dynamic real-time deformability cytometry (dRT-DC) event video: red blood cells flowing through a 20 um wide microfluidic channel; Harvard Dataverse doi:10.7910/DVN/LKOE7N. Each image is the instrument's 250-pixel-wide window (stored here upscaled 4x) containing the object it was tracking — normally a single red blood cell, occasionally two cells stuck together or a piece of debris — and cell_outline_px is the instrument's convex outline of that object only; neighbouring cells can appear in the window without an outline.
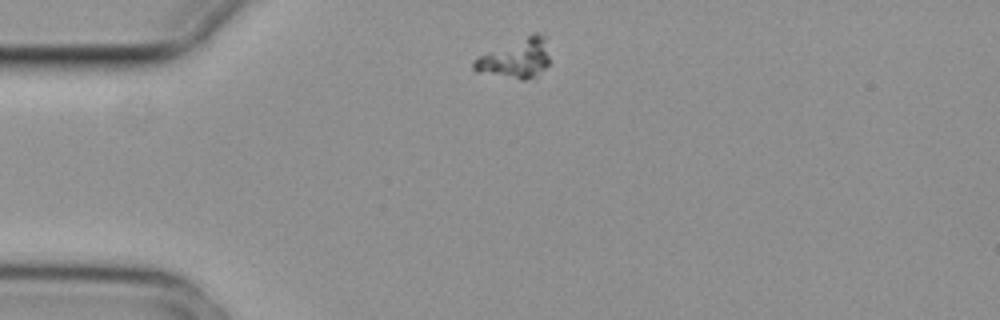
{"species": "common noctule bat (a hibernating species)", "species_latin": "Nyctalus noctula", "temperature_condition": "cold", "stored_images_in_passage": 1, "camera_frame_rate_fps": 3000, "um_per_image_px": 0.085, "animal": {"sex": "female", "body_mass_g": 29.2, "forearm_length_mm": 56.3}, "frame": {"image": 1, "passage_image": 1, "time_ms": 0.0, "image_size_px": [1000, 320], "cell_outline_px": [[548, 64], [536, 76], [524, 80], [520, 80], [476, 72], [472, 68], [472, 60], [488, 52], [532, 32], [540, 32], [544, 36], [548, 56]], "centroid_in_image_um": [43.81, 4.97], "position_along_channel_um": 41.2, "area_um2": 17.34}}